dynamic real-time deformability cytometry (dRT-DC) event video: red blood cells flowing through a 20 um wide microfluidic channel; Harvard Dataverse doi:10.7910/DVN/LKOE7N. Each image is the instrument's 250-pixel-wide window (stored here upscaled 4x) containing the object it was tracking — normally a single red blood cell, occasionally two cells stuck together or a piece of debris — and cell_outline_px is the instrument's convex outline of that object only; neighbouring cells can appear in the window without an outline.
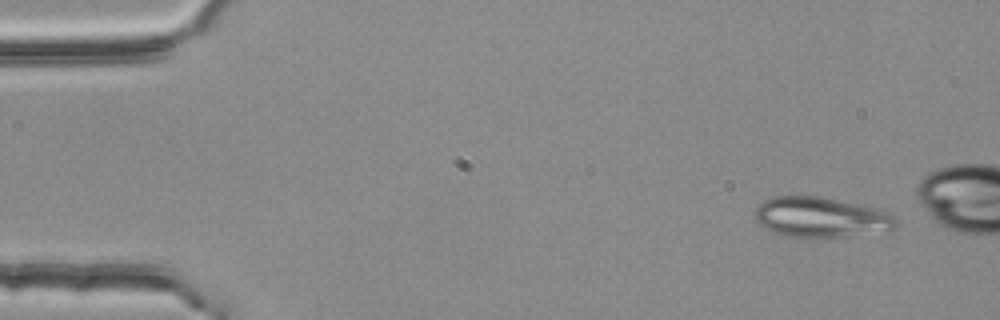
{"species": "common noctule bat (a hibernating species)", "species_latin": "Nyctalus noctula", "temperature_condition": "room temperature", "stored_images_in_passage": 51, "camera_frame_rate_fps": 3000, "um_per_image_px": 0.085, "animal": {"sex": "female", "body_mass_g": 25.1}, "frame": {"image": 1, "passage_image": 1, "time_ms": 0.0, "image_size_px": [1000, 320], "cell_outline_px": [[896, 228], [892, 232], [840, 236], [784, 236], [764, 228], [756, 220], [756, 208], [764, 200], [772, 196], [820, 196], [884, 208], [896, 220]], "centroid_in_image_um": [69.87, 18.45], "position_along_channel_um": 15.1, "area_um2": 33.35}}
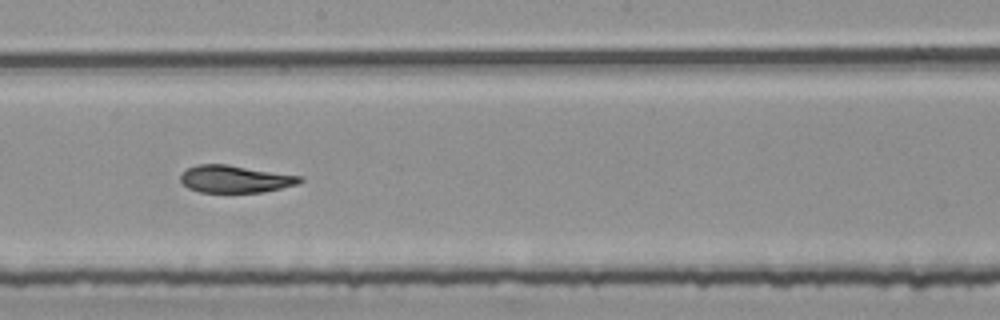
{"frame": {"image": 2, "passage_image": 27, "time_ms": 8.667, "image_size_px": [1000, 320], "cell_outline_px": [[304, 180], [300, 184], [260, 192], [200, 192], [188, 188], [180, 180], [180, 172], [196, 164], [228, 164], [304, 176]], "centroid_in_image_um": [20.01, 15.2], "position_along_channel_um": 228.2, "area_um2": 19.25}}
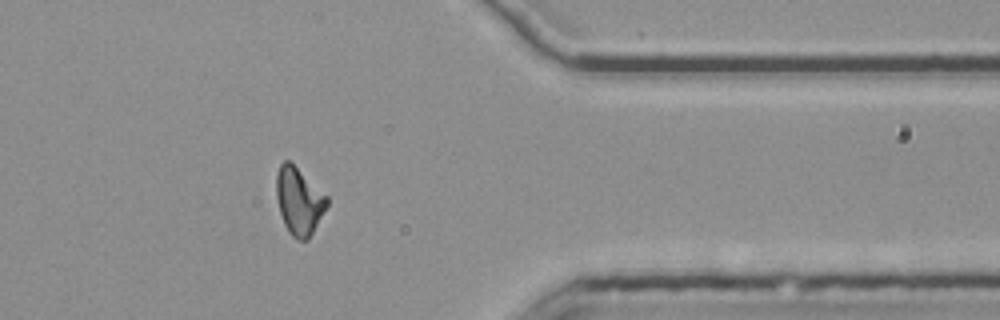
{"frame": {"image": 3, "passage_image": 41, "time_ms": 13.333, "image_size_px": [1000, 320], "cell_outline_px": [[328, 204], [308, 240], [296, 240], [288, 232], [284, 224], [280, 212], [276, 196], [276, 172], [280, 164], [284, 160], [288, 160], [328, 196]], "centroid_in_image_um": [25.4, 17.1], "position_along_channel_um": 386.0, "area_um2": 19.71}, "authors_computed_cell_mechanics": {"area_um2": 20.1144, "velocity_mm_per_s": 3.7554, "shape_relaxation_time_tau1_ms": null, "shape_relaxation_time_tau2_ms": 3.7302, "deformation_change_tau1": null, "deformation_change_tau2": 0.0921}}